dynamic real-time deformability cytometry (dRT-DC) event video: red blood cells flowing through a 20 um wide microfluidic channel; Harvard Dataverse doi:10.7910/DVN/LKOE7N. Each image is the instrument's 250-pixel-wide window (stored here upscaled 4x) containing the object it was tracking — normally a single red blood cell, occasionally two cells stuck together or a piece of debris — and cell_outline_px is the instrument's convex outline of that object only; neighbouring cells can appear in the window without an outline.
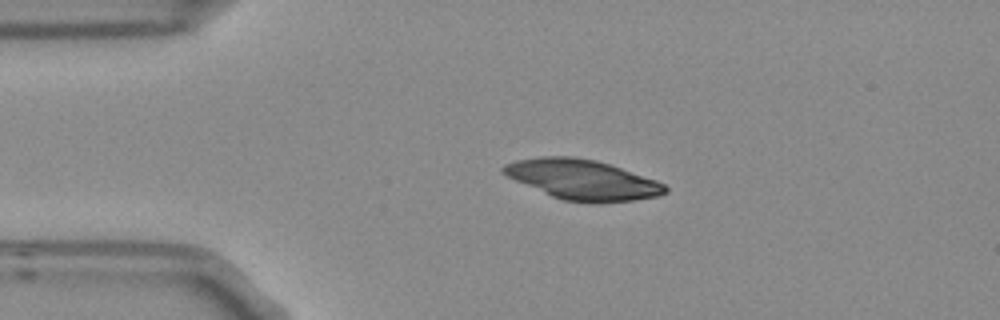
{"species": "Egyptian fruit bat (a non-hibernating species)", "species_latin": "Rousettus aegyptiacus", "temperature_condition": "room temperature", "stored_images_in_passage": 4, "camera_frame_rate_fps": 3000, "um_per_image_px": 0.085, "frame": {"image": 1, "passage_image": 3, "time_ms": 0.667, "image_size_px": [1000, 320], "cell_outline_px": [[668, 192], [656, 196], [632, 200], [596, 204], [564, 200], [552, 196], [516, 180], [500, 172], [500, 168], [504, 164], [516, 160], [540, 156], [572, 156], [596, 160], [656, 180], [664, 184], [668, 188]], "centroid_in_image_um": [49.49, 15.27], "position_along_channel_um": 35.5, "area_um2": 37.51}}